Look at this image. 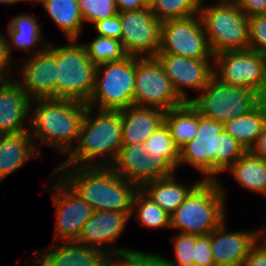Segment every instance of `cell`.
Listing matches in <instances>:
<instances>
[{
	"instance_id": "obj_34",
	"label": "cell",
	"mask_w": 266,
	"mask_h": 266,
	"mask_svg": "<svg viewBox=\"0 0 266 266\" xmlns=\"http://www.w3.org/2000/svg\"><path fill=\"white\" fill-rule=\"evenodd\" d=\"M84 23L91 25L98 20L108 19L118 13L115 0H77Z\"/></svg>"
},
{
	"instance_id": "obj_45",
	"label": "cell",
	"mask_w": 266,
	"mask_h": 266,
	"mask_svg": "<svg viewBox=\"0 0 266 266\" xmlns=\"http://www.w3.org/2000/svg\"><path fill=\"white\" fill-rule=\"evenodd\" d=\"M21 0H0V4H5V5H13L15 3H19Z\"/></svg>"
},
{
	"instance_id": "obj_12",
	"label": "cell",
	"mask_w": 266,
	"mask_h": 266,
	"mask_svg": "<svg viewBox=\"0 0 266 266\" xmlns=\"http://www.w3.org/2000/svg\"><path fill=\"white\" fill-rule=\"evenodd\" d=\"M157 54L214 59L200 15L162 22Z\"/></svg>"
},
{
	"instance_id": "obj_33",
	"label": "cell",
	"mask_w": 266,
	"mask_h": 266,
	"mask_svg": "<svg viewBox=\"0 0 266 266\" xmlns=\"http://www.w3.org/2000/svg\"><path fill=\"white\" fill-rule=\"evenodd\" d=\"M89 58L95 65L105 62L118 61L127 56L120 40L96 36L88 44H83Z\"/></svg>"
},
{
	"instance_id": "obj_1",
	"label": "cell",
	"mask_w": 266,
	"mask_h": 266,
	"mask_svg": "<svg viewBox=\"0 0 266 266\" xmlns=\"http://www.w3.org/2000/svg\"><path fill=\"white\" fill-rule=\"evenodd\" d=\"M29 132L35 148L45 145L68 157L79 141L86 103L72 99L37 98L31 101ZM37 140V141H36Z\"/></svg>"
},
{
	"instance_id": "obj_23",
	"label": "cell",
	"mask_w": 266,
	"mask_h": 266,
	"mask_svg": "<svg viewBox=\"0 0 266 266\" xmlns=\"http://www.w3.org/2000/svg\"><path fill=\"white\" fill-rule=\"evenodd\" d=\"M39 157L29 131L1 134L0 182L22 168L25 162Z\"/></svg>"
},
{
	"instance_id": "obj_6",
	"label": "cell",
	"mask_w": 266,
	"mask_h": 266,
	"mask_svg": "<svg viewBox=\"0 0 266 266\" xmlns=\"http://www.w3.org/2000/svg\"><path fill=\"white\" fill-rule=\"evenodd\" d=\"M205 4L202 0L200 17L214 53L249 49L248 17L235 2L217 1Z\"/></svg>"
},
{
	"instance_id": "obj_27",
	"label": "cell",
	"mask_w": 266,
	"mask_h": 266,
	"mask_svg": "<svg viewBox=\"0 0 266 266\" xmlns=\"http://www.w3.org/2000/svg\"><path fill=\"white\" fill-rule=\"evenodd\" d=\"M42 5L67 40L80 38L84 21L77 0H45Z\"/></svg>"
},
{
	"instance_id": "obj_51",
	"label": "cell",
	"mask_w": 266,
	"mask_h": 266,
	"mask_svg": "<svg viewBox=\"0 0 266 266\" xmlns=\"http://www.w3.org/2000/svg\"><path fill=\"white\" fill-rule=\"evenodd\" d=\"M205 1H207V0H205ZM219 1L235 2L236 0H219Z\"/></svg>"
},
{
	"instance_id": "obj_36",
	"label": "cell",
	"mask_w": 266,
	"mask_h": 266,
	"mask_svg": "<svg viewBox=\"0 0 266 266\" xmlns=\"http://www.w3.org/2000/svg\"><path fill=\"white\" fill-rule=\"evenodd\" d=\"M249 50L266 56V14L248 18Z\"/></svg>"
},
{
	"instance_id": "obj_31",
	"label": "cell",
	"mask_w": 266,
	"mask_h": 266,
	"mask_svg": "<svg viewBox=\"0 0 266 266\" xmlns=\"http://www.w3.org/2000/svg\"><path fill=\"white\" fill-rule=\"evenodd\" d=\"M201 3L202 0H153L149 9L162 23L199 14Z\"/></svg>"
},
{
	"instance_id": "obj_39",
	"label": "cell",
	"mask_w": 266,
	"mask_h": 266,
	"mask_svg": "<svg viewBox=\"0 0 266 266\" xmlns=\"http://www.w3.org/2000/svg\"><path fill=\"white\" fill-rule=\"evenodd\" d=\"M98 36L115 38L121 41V21L119 14L108 19L98 20L92 24Z\"/></svg>"
},
{
	"instance_id": "obj_43",
	"label": "cell",
	"mask_w": 266,
	"mask_h": 266,
	"mask_svg": "<svg viewBox=\"0 0 266 266\" xmlns=\"http://www.w3.org/2000/svg\"><path fill=\"white\" fill-rule=\"evenodd\" d=\"M118 13L137 11L148 6L143 2V0H115Z\"/></svg>"
},
{
	"instance_id": "obj_37",
	"label": "cell",
	"mask_w": 266,
	"mask_h": 266,
	"mask_svg": "<svg viewBox=\"0 0 266 266\" xmlns=\"http://www.w3.org/2000/svg\"><path fill=\"white\" fill-rule=\"evenodd\" d=\"M110 266H158V254L137 250L113 258Z\"/></svg>"
},
{
	"instance_id": "obj_40",
	"label": "cell",
	"mask_w": 266,
	"mask_h": 266,
	"mask_svg": "<svg viewBox=\"0 0 266 266\" xmlns=\"http://www.w3.org/2000/svg\"><path fill=\"white\" fill-rule=\"evenodd\" d=\"M261 240H259L261 244L257 242L252 247L242 266H266V232Z\"/></svg>"
},
{
	"instance_id": "obj_29",
	"label": "cell",
	"mask_w": 266,
	"mask_h": 266,
	"mask_svg": "<svg viewBox=\"0 0 266 266\" xmlns=\"http://www.w3.org/2000/svg\"><path fill=\"white\" fill-rule=\"evenodd\" d=\"M265 121L266 108L260 103L248 114L226 122L224 130L237 140L246 151H250L256 144Z\"/></svg>"
},
{
	"instance_id": "obj_19",
	"label": "cell",
	"mask_w": 266,
	"mask_h": 266,
	"mask_svg": "<svg viewBox=\"0 0 266 266\" xmlns=\"http://www.w3.org/2000/svg\"><path fill=\"white\" fill-rule=\"evenodd\" d=\"M224 220L211 232V253L215 266H242L252 247L261 240L265 229L226 232Z\"/></svg>"
},
{
	"instance_id": "obj_5",
	"label": "cell",
	"mask_w": 266,
	"mask_h": 266,
	"mask_svg": "<svg viewBox=\"0 0 266 266\" xmlns=\"http://www.w3.org/2000/svg\"><path fill=\"white\" fill-rule=\"evenodd\" d=\"M220 181H202L170 215V229L209 235L224 220L225 192Z\"/></svg>"
},
{
	"instance_id": "obj_15",
	"label": "cell",
	"mask_w": 266,
	"mask_h": 266,
	"mask_svg": "<svg viewBox=\"0 0 266 266\" xmlns=\"http://www.w3.org/2000/svg\"><path fill=\"white\" fill-rule=\"evenodd\" d=\"M110 167L138 188L145 183L173 175L176 170L167 159H158L145 152L143 144L122 145Z\"/></svg>"
},
{
	"instance_id": "obj_18",
	"label": "cell",
	"mask_w": 266,
	"mask_h": 266,
	"mask_svg": "<svg viewBox=\"0 0 266 266\" xmlns=\"http://www.w3.org/2000/svg\"><path fill=\"white\" fill-rule=\"evenodd\" d=\"M155 58L184 102H190L186 87L201 91L213 76L214 59H193L172 54H157Z\"/></svg>"
},
{
	"instance_id": "obj_26",
	"label": "cell",
	"mask_w": 266,
	"mask_h": 266,
	"mask_svg": "<svg viewBox=\"0 0 266 266\" xmlns=\"http://www.w3.org/2000/svg\"><path fill=\"white\" fill-rule=\"evenodd\" d=\"M226 171L244 189L266 197V160L247 151Z\"/></svg>"
},
{
	"instance_id": "obj_47",
	"label": "cell",
	"mask_w": 266,
	"mask_h": 266,
	"mask_svg": "<svg viewBox=\"0 0 266 266\" xmlns=\"http://www.w3.org/2000/svg\"><path fill=\"white\" fill-rule=\"evenodd\" d=\"M261 103L264 105L266 108V87L264 89V92L261 94Z\"/></svg>"
},
{
	"instance_id": "obj_16",
	"label": "cell",
	"mask_w": 266,
	"mask_h": 266,
	"mask_svg": "<svg viewBox=\"0 0 266 266\" xmlns=\"http://www.w3.org/2000/svg\"><path fill=\"white\" fill-rule=\"evenodd\" d=\"M132 215V212L117 211H93L91 217L83 225L78 239V244L96 247L101 249L112 259L117 256L135 252L137 250L123 247H113L112 244L124 232L125 227ZM110 243L111 246H110ZM109 247L106 248V245Z\"/></svg>"
},
{
	"instance_id": "obj_28",
	"label": "cell",
	"mask_w": 266,
	"mask_h": 266,
	"mask_svg": "<svg viewBox=\"0 0 266 266\" xmlns=\"http://www.w3.org/2000/svg\"><path fill=\"white\" fill-rule=\"evenodd\" d=\"M164 124L168 128L175 144L181 149L196 137L198 111L190 102H185L181 106L165 112Z\"/></svg>"
},
{
	"instance_id": "obj_21",
	"label": "cell",
	"mask_w": 266,
	"mask_h": 266,
	"mask_svg": "<svg viewBox=\"0 0 266 266\" xmlns=\"http://www.w3.org/2000/svg\"><path fill=\"white\" fill-rule=\"evenodd\" d=\"M31 101L17 79L8 78L0 84V134L29 131L25 121L30 123Z\"/></svg>"
},
{
	"instance_id": "obj_11",
	"label": "cell",
	"mask_w": 266,
	"mask_h": 266,
	"mask_svg": "<svg viewBox=\"0 0 266 266\" xmlns=\"http://www.w3.org/2000/svg\"><path fill=\"white\" fill-rule=\"evenodd\" d=\"M213 75L228 85L245 87L260 96L266 87V56L252 50L214 55Z\"/></svg>"
},
{
	"instance_id": "obj_3",
	"label": "cell",
	"mask_w": 266,
	"mask_h": 266,
	"mask_svg": "<svg viewBox=\"0 0 266 266\" xmlns=\"http://www.w3.org/2000/svg\"><path fill=\"white\" fill-rule=\"evenodd\" d=\"M247 151L224 130V124L198 112L196 137L180 149L178 168L188 164L204 175V181H217Z\"/></svg>"
},
{
	"instance_id": "obj_9",
	"label": "cell",
	"mask_w": 266,
	"mask_h": 266,
	"mask_svg": "<svg viewBox=\"0 0 266 266\" xmlns=\"http://www.w3.org/2000/svg\"><path fill=\"white\" fill-rule=\"evenodd\" d=\"M261 103V96L248 88L228 85L214 75L190 104L203 117L225 124L248 114Z\"/></svg>"
},
{
	"instance_id": "obj_22",
	"label": "cell",
	"mask_w": 266,
	"mask_h": 266,
	"mask_svg": "<svg viewBox=\"0 0 266 266\" xmlns=\"http://www.w3.org/2000/svg\"><path fill=\"white\" fill-rule=\"evenodd\" d=\"M121 111L122 145L143 144L161 125L165 111L131 106Z\"/></svg>"
},
{
	"instance_id": "obj_25",
	"label": "cell",
	"mask_w": 266,
	"mask_h": 266,
	"mask_svg": "<svg viewBox=\"0 0 266 266\" xmlns=\"http://www.w3.org/2000/svg\"><path fill=\"white\" fill-rule=\"evenodd\" d=\"M170 175L148 183H145L140 189L158 204L164 211L171 215L188 197V195L203 181L193 183L190 187L179 183Z\"/></svg>"
},
{
	"instance_id": "obj_24",
	"label": "cell",
	"mask_w": 266,
	"mask_h": 266,
	"mask_svg": "<svg viewBox=\"0 0 266 266\" xmlns=\"http://www.w3.org/2000/svg\"><path fill=\"white\" fill-rule=\"evenodd\" d=\"M38 20L30 14H20L11 19L8 23V49L12 54V48L22 49L30 55L41 53L48 45L41 35V25Z\"/></svg>"
},
{
	"instance_id": "obj_2",
	"label": "cell",
	"mask_w": 266,
	"mask_h": 266,
	"mask_svg": "<svg viewBox=\"0 0 266 266\" xmlns=\"http://www.w3.org/2000/svg\"><path fill=\"white\" fill-rule=\"evenodd\" d=\"M58 172L93 211L132 212L139 188L110 166H58Z\"/></svg>"
},
{
	"instance_id": "obj_50",
	"label": "cell",
	"mask_w": 266,
	"mask_h": 266,
	"mask_svg": "<svg viewBox=\"0 0 266 266\" xmlns=\"http://www.w3.org/2000/svg\"><path fill=\"white\" fill-rule=\"evenodd\" d=\"M5 80V78L0 74V84Z\"/></svg>"
},
{
	"instance_id": "obj_38",
	"label": "cell",
	"mask_w": 266,
	"mask_h": 266,
	"mask_svg": "<svg viewBox=\"0 0 266 266\" xmlns=\"http://www.w3.org/2000/svg\"><path fill=\"white\" fill-rule=\"evenodd\" d=\"M194 249V266H215L211 253V233L204 236L196 235V245Z\"/></svg>"
},
{
	"instance_id": "obj_13",
	"label": "cell",
	"mask_w": 266,
	"mask_h": 266,
	"mask_svg": "<svg viewBox=\"0 0 266 266\" xmlns=\"http://www.w3.org/2000/svg\"><path fill=\"white\" fill-rule=\"evenodd\" d=\"M55 192H52V191ZM55 207L56 224L54 241H76L83 225L91 217L93 209L75 190L60 176L57 182L49 187Z\"/></svg>"
},
{
	"instance_id": "obj_14",
	"label": "cell",
	"mask_w": 266,
	"mask_h": 266,
	"mask_svg": "<svg viewBox=\"0 0 266 266\" xmlns=\"http://www.w3.org/2000/svg\"><path fill=\"white\" fill-rule=\"evenodd\" d=\"M118 14L125 53L137 57H155L160 49L162 23L149 7Z\"/></svg>"
},
{
	"instance_id": "obj_35",
	"label": "cell",
	"mask_w": 266,
	"mask_h": 266,
	"mask_svg": "<svg viewBox=\"0 0 266 266\" xmlns=\"http://www.w3.org/2000/svg\"><path fill=\"white\" fill-rule=\"evenodd\" d=\"M175 259L168 260L162 256L170 266H194L196 235L178 232L173 238Z\"/></svg>"
},
{
	"instance_id": "obj_32",
	"label": "cell",
	"mask_w": 266,
	"mask_h": 266,
	"mask_svg": "<svg viewBox=\"0 0 266 266\" xmlns=\"http://www.w3.org/2000/svg\"><path fill=\"white\" fill-rule=\"evenodd\" d=\"M144 150L148 154H153L158 159H167L176 169L180 157V149L172 139L165 124L161 125L143 143Z\"/></svg>"
},
{
	"instance_id": "obj_49",
	"label": "cell",
	"mask_w": 266,
	"mask_h": 266,
	"mask_svg": "<svg viewBox=\"0 0 266 266\" xmlns=\"http://www.w3.org/2000/svg\"><path fill=\"white\" fill-rule=\"evenodd\" d=\"M21 1H32V2H39L40 4H42L45 0H21Z\"/></svg>"
},
{
	"instance_id": "obj_41",
	"label": "cell",
	"mask_w": 266,
	"mask_h": 266,
	"mask_svg": "<svg viewBox=\"0 0 266 266\" xmlns=\"http://www.w3.org/2000/svg\"><path fill=\"white\" fill-rule=\"evenodd\" d=\"M235 3L248 18L266 14V0H236Z\"/></svg>"
},
{
	"instance_id": "obj_42",
	"label": "cell",
	"mask_w": 266,
	"mask_h": 266,
	"mask_svg": "<svg viewBox=\"0 0 266 266\" xmlns=\"http://www.w3.org/2000/svg\"><path fill=\"white\" fill-rule=\"evenodd\" d=\"M8 39L7 35H3L2 32L0 33V74L5 78L8 79L10 74V67H11V60L12 55L8 49ZM9 73V74H8Z\"/></svg>"
},
{
	"instance_id": "obj_17",
	"label": "cell",
	"mask_w": 266,
	"mask_h": 266,
	"mask_svg": "<svg viewBox=\"0 0 266 266\" xmlns=\"http://www.w3.org/2000/svg\"><path fill=\"white\" fill-rule=\"evenodd\" d=\"M19 68L21 88L33 100L37 98H56V46L49 45L35 55L27 56Z\"/></svg>"
},
{
	"instance_id": "obj_4",
	"label": "cell",
	"mask_w": 266,
	"mask_h": 266,
	"mask_svg": "<svg viewBox=\"0 0 266 266\" xmlns=\"http://www.w3.org/2000/svg\"><path fill=\"white\" fill-rule=\"evenodd\" d=\"M96 111L94 117L93 108L86 107L79 141L60 166H110L115 161L122 146L121 111Z\"/></svg>"
},
{
	"instance_id": "obj_44",
	"label": "cell",
	"mask_w": 266,
	"mask_h": 266,
	"mask_svg": "<svg viewBox=\"0 0 266 266\" xmlns=\"http://www.w3.org/2000/svg\"><path fill=\"white\" fill-rule=\"evenodd\" d=\"M250 152L261 159L266 160V121L263 126L262 132L258 136L257 142Z\"/></svg>"
},
{
	"instance_id": "obj_46",
	"label": "cell",
	"mask_w": 266,
	"mask_h": 266,
	"mask_svg": "<svg viewBox=\"0 0 266 266\" xmlns=\"http://www.w3.org/2000/svg\"><path fill=\"white\" fill-rule=\"evenodd\" d=\"M158 266H170V265L164 261L161 255H158Z\"/></svg>"
},
{
	"instance_id": "obj_48",
	"label": "cell",
	"mask_w": 266,
	"mask_h": 266,
	"mask_svg": "<svg viewBox=\"0 0 266 266\" xmlns=\"http://www.w3.org/2000/svg\"><path fill=\"white\" fill-rule=\"evenodd\" d=\"M143 2L149 7L153 0H143Z\"/></svg>"
},
{
	"instance_id": "obj_8",
	"label": "cell",
	"mask_w": 266,
	"mask_h": 266,
	"mask_svg": "<svg viewBox=\"0 0 266 266\" xmlns=\"http://www.w3.org/2000/svg\"><path fill=\"white\" fill-rule=\"evenodd\" d=\"M135 56L97 65L95 86L88 107L122 110L134 106ZM97 106V107H96Z\"/></svg>"
},
{
	"instance_id": "obj_7",
	"label": "cell",
	"mask_w": 266,
	"mask_h": 266,
	"mask_svg": "<svg viewBox=\"0 0 266 266\" xmlns=\"http://www.w3.org/2000/svg\"><path fill=\"white\" fill-rule=\"evenodd\" d=\"M67 45L56 46V98L87 103L95 86L96 68L83 44L67 40Z\"/></svg>"
},
{
	"instance_id": "obj_20",
	"label": "cell",
	"mask_w": 266,
	"mask_h": 266,
	"mask_svg": "<svg viewBox=\"0 0 266 266\" xmlns=\"http://www.w3.org/2000/svg\"><path fill=\"white\" fill-rule=\"evenodd\" d=\"M52 245L46 250L34 251L38 266H110L112 258L102 249L78 244L75 241ZM55 247V248H54ZM48 251V252H46ZM41 252V253H39ZM42 256V257H41Z\"/></svg>"
},
{
	"instance_id": "obj_10",
	"label": "cell",
	"mask_w": 266,
	"mask_h": 266,
	"mask_svg": "<svg viewBox=\"0 0 266 266\" xmlns=\"http://www.w3.org/2000/svg\"><path fill=\"white\" fill-rule=\"evenodd\" d=\"M184 103L155 57L135 56L134 106L166 112Z\"/></svg>"
},
{
	"instance_id": "obj_30",
	"label": "cell",
	"mask_w": 266,
	"mask_h": 266,
	"mask_svg": "<svg viewBox=\"0 0 266 266\" xmlns=\"http://www.w3.org/2000/svg\"><path fill=\"white\" fill-rule=\"evenodd\" d=\"M133 213L140 226L149 229L170 228V215L140 188L136 191L133 199Z\"/></svg>"
}]
</instances>
